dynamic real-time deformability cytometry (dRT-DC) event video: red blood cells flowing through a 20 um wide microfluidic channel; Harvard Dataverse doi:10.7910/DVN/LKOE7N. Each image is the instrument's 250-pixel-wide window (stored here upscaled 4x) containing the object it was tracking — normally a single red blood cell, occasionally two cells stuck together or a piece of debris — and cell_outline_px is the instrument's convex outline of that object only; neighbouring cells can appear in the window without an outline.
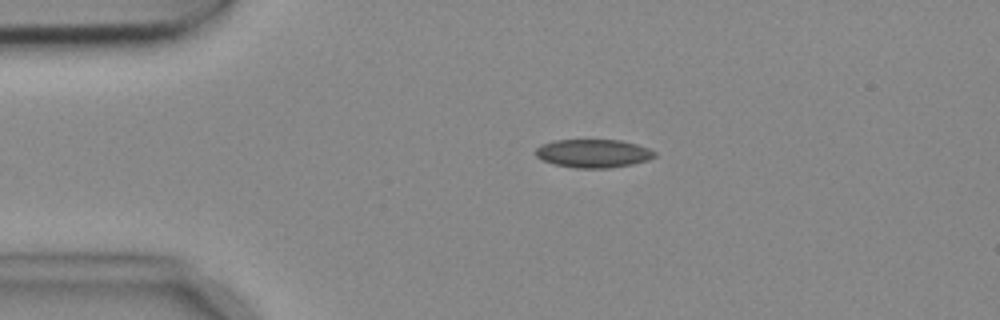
{"species": "common noctule bat (a hibernating species)", "species_latin": "Nyctalus noctula", "temperature_condition": "cold", "stored_images_in_passage": 3, "camera_frame_rate_fps": 3000, "um_per_image_px": 0.085, "animal": {"sex": "female", "body_mass_g": 18.4}, "frame": {"image": 1, "passage_image": 2, "time_ms": 0.333, "image_size_px": [1000, 320], "cell_outline_px": [[656, 156], [648, 160], [632, 164], [612, 168], [576, 168], [556, 164], [544, 160], [536, 156], [536, 148], [544, 144], [556, 140], [620, 140], [636, 144], [648, 148], [656, 152]], "centroid_in_image_um": [50.47, 13.04], "position_along_channel_um": 34.5, "area_um2": 19.48}}